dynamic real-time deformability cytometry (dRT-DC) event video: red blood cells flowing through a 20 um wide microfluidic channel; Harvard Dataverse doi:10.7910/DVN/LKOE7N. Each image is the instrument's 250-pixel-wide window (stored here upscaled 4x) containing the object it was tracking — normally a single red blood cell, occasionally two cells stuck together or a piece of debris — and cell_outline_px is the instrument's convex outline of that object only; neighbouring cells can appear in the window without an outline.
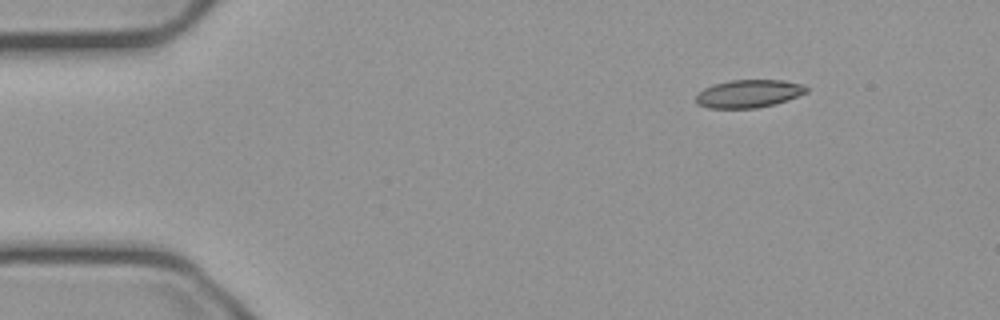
{"species": "common noctule bat (a hibernating species)", "species_latin": "Nyctalus noctula", "temperature_condition": "cold", "stored_images_in_passage": 49, "camera_frame_rate_fps": 3000, "um_per_image_px": 0.085, "animal": {"sex": "male", "body_mass_g": 23.1, "forearm_length_mm": 52.7}, "frame": {"image": 1, "passage_image": 1, "time_ms": 0.0, "image_size_px": [1000, 320], "cell_outline_px": [[808, 92], [788, 100], [776, 104], [756, 108], [708, 108], [696, 104], [696, 96], [704, 88], [716, 84], [732, 80], [784, 80], [800, 84], [808, 88]], "centroid_in_image_um": [63.65, 7.97], "position_along_channel_um": 21.3, "area_um2": 17.92}}
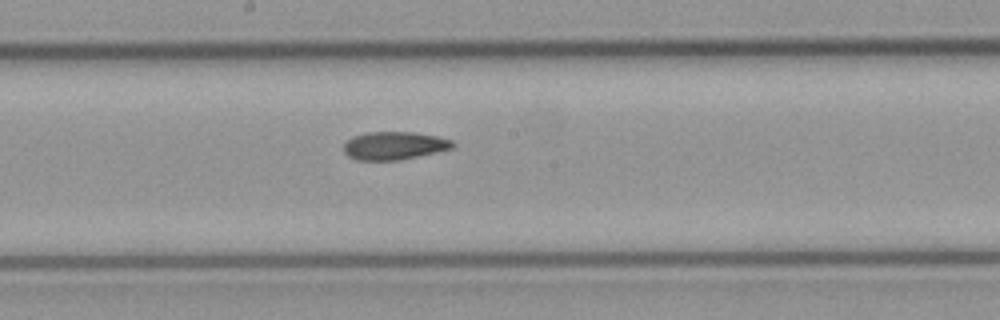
{"frame": {"image": 2, "passage_image": 23, "time_ms": 7.333, "image_size_px": [1000, 320], "cell_outline_px": [[456, 144], [452, 148], [436, 152], [396, 160], [356, 160], [348, 156], [344, 152], [344, 144], [352, 136], [368, 132], [412, 132], [436, 136], [452, 140]], "centroid_in_image_um": [33.49, 12.37], "position_along_channel_um": 214.7, "area_um2": 17.63}}
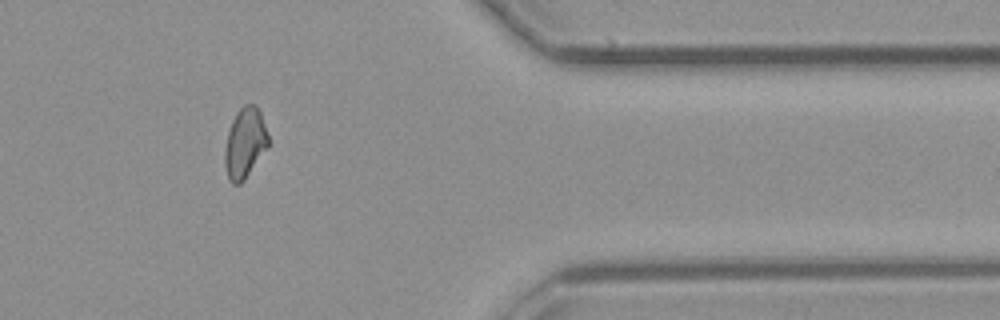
{"frame": {"image": 3, "passage_image": 39, "time_ms": 12.667, "image_size_px": [1000, 320], "cell_outline_px": [[268, 148], [244, 180], [240, 184], [232, 184], [228, 180], [224, 164], [224, 152], [228, 132], [232, 120], [236, 112], [244, 104], [256, 104], [260, 112], [268, 136]], "centroid_in_image_um": [20.8, 12.17], "position_along_channel_um": 390.6, "area_um2": 17.92}, "authors_computed_cell_mechanics": {"area_um2": 17.9758, "velocity_mm_per_s": 3.7426, "shape_relaxation_time_tau1_ms": null, "shape_relaxation_time_tau2_ms": 4.9051, "deformation_change_tau1": null, "deformation_change_tau2": 0.1115}}